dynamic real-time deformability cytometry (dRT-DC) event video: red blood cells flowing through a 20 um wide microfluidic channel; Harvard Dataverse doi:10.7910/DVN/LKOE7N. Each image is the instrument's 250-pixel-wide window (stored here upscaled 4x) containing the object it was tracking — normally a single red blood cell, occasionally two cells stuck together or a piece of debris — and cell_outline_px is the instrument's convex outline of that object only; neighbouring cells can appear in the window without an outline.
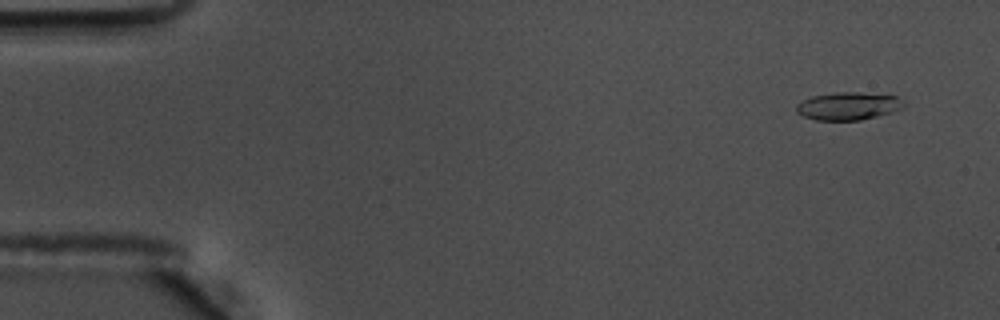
{"species": "common noctule bat (a hibernating species)", "species_latin": "Nyctalus noctula", "temperature_condition": "warm", "stored_images_in_passage": 57, "camera_frame_rate_fps": 3000, "um_per_image_px": 0.085, "animal": {"sex": "male", "body_mass_g": 17.5, "forearm_length_mm": 52.3}, "frame": {"image": 1, "passage_image": 4, "time_ms": 1.0, "image_size_px": [1000, 320], "cell_outline_px": [[904, 104], [900, 108], [892, 112], [860, 120], [816, 120], [804, 116], [796, 112], [796, 104], [812, 96], [836, 92], [860, 92], [896, 96]], "centroid_in_image_um": [72.06, 9.01], "position_along_channel_um": 12.9, "area_um2": 17.17}}
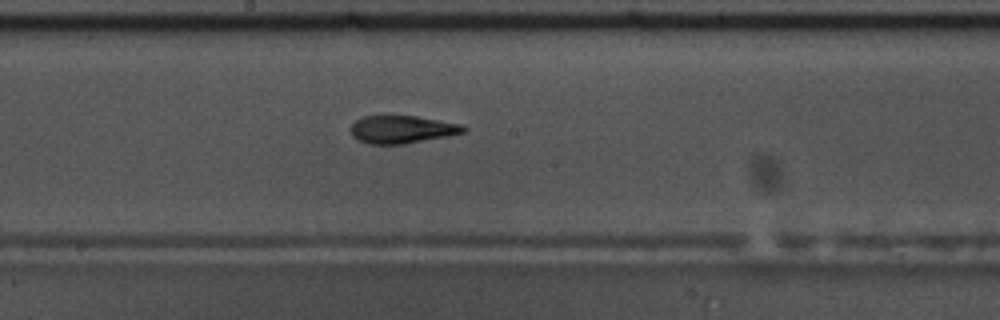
{"frame": {"image": 2, "passage_image": 31, "time_ms": 10.0, "image_size_px": [1000, 320], "cell_outline_px": [[468, 128], [464, 132], [404, 144], [368, 144], [356, 140], [352, 136], [352, 124], [356, 120], [364, 116], [384, 112], [388, 112], [416, 116], [464, 124]], "centroid_in_image_um": [34.12, 10.94], "position_along_channel_um": 214.1, "area_um2": 18.96}}
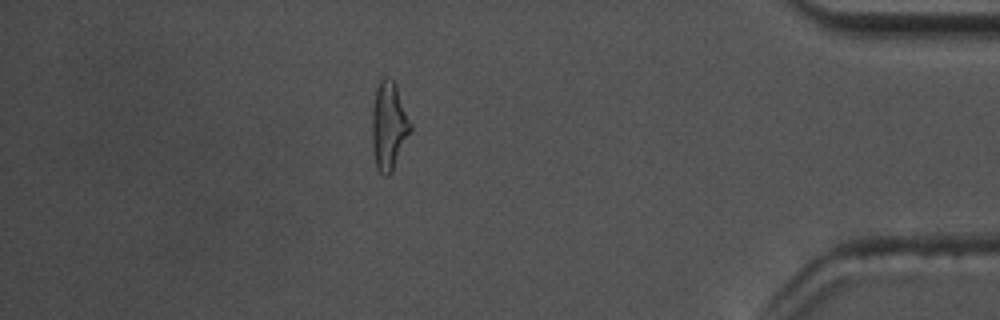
{"frame": {"image": 3, "passage_image": 50, "time_ms": 16.333, "image_size_px": [1000, 320], "cell_outline_px": [[412, 132], [392, 172], [388, 176], [384, 176], [376, 168], [372, 148], [372, 112], [376, 88], [380, 80], [384, 76], [388, 76], [396, 84], [412, 124]], "centroid_in_image_um": [33.07, 10.72], "position_along_channel_um": 402.1, "area_um2": 20.17}, "authors_computed_cell_mechanics": {"area_um2": 18.0336, "velocity_mm_per_s": 3.616, "shape_relaxation_time_tau1_ms": 5.8295, "shape_relaxation_time_tau2_ms": 2.5452, "deformation_change_tau1": 0.1985, "deformation_change_tau2": 0.1193}}